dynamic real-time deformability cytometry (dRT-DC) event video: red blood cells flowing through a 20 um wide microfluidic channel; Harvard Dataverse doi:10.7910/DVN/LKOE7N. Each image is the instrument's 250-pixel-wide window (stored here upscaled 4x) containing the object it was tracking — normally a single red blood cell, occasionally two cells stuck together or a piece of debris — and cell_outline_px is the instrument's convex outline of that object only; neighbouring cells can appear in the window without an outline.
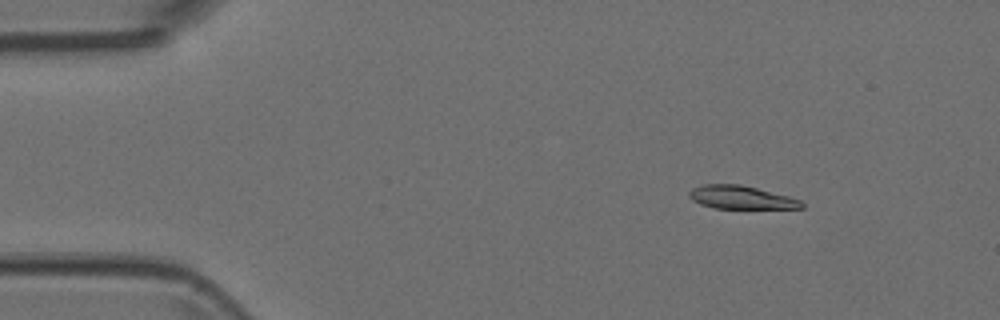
{"species": "Egyptian fruit bat (a non-hibernating species)", "species_latin": "Rousettus aegyptiacus", "temperature_condition": "room temperature", "stored_images_in_passage": 7, "camera_frame_rate_fps": 3000, "um_per_image_px": 0.085, "animal": {"sex": "female"}, "frame": {"image": 1, "passage_image": 1, "time_ms": 0.0, "image_size_px": [1000, 320], "cell_outline_px": [[804, 208], [716, 208], [700, 204], [692, 200], [688, 196], [688, 192], [692, 188], [704, 184], [740, 184], [788, 196], [800, 200], [804, 204]], "centroid_in_image_um": [62.96, 16.77], "position_along_channel_um": 22.0, "area_um2": 15.09}}
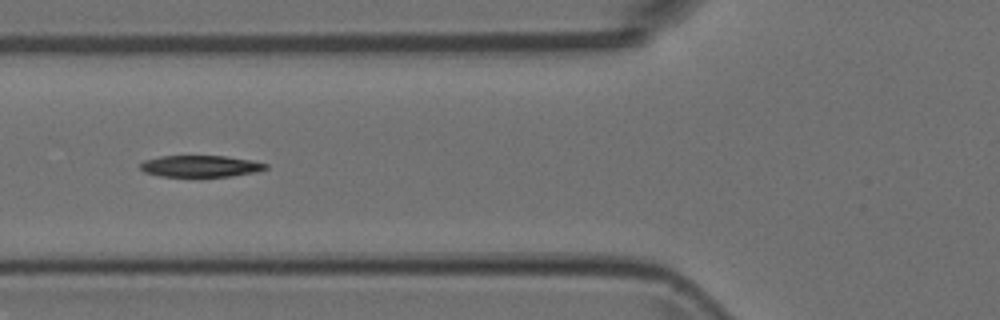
{"frame": {"image": 2, "passage_image": 4, "time_ms": 1.0, "image_size_px": [1000, 320], "cell_outline_px": [[268, 168], [256, 172], [232, 176], [160, 176], [144, 172], [140, 168], [140, 164], [144, 160], [160, 156], [224, 156], [252, 160], [268, 164]], "centroid_in_image_um": [17.05, 14.12], "position_along_channel_um": 108.8, "area_um2": 15.72}}
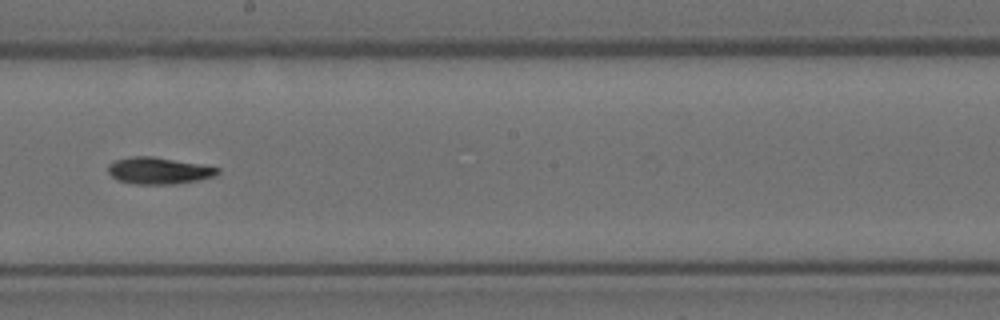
{"frame": {"image": 3, "passage_image": 7, "time_ms": 2.0, "image_size_px": [1000, 320], "cell_outline_px": [[220, 172], [216, 176], [176, 184], [136, 184], [116, 180], [108, 172], [108, 164], [116, 160], [132, 156], [152, 156], [200, 164], [220, 168]], "centroid_in_image_um": [13.49, 14.51], "position_along_channel_um": 234.7, "area_um2": 17.05}}